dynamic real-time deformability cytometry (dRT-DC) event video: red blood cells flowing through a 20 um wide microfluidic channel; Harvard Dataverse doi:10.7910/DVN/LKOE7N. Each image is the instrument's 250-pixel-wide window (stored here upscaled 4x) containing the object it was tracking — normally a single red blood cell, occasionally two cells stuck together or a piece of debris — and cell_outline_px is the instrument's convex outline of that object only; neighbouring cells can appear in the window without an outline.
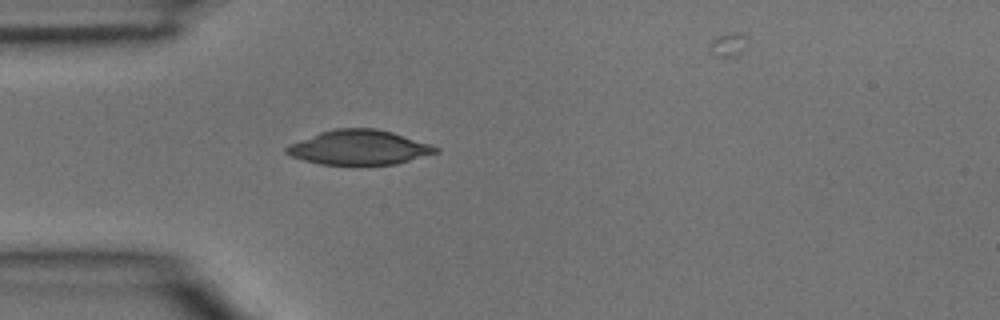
{"species": "common noctule bat (a hibernating species)", "species_latin": "Nyctalus noctula", "temperature_condition": "room temperature", "stored_images_in_passage": 3, "camera_frame_rate_fps": 3000, "um_per_image_px": 0.085, "animal": {"sex": "male", "body_mass_g": 15.6}, "frame": {"image": 1, "passage_image": 3, "time_ms": 0.667, "image_size_px": [1000, 320], "cell_outline_px": [[440, 152], [396, 164], [320, 164], [304, 160], [292, 156], [284, 152], [284, 148], [288, 144], [320, 132], [336, 128], [376, 128], [392, 132], [432, 144], [440, 148]], "centroid_in_image_um": [30.54, 12.52], "position_along_channel_um": 54.5, "area_um2": 30.11}}